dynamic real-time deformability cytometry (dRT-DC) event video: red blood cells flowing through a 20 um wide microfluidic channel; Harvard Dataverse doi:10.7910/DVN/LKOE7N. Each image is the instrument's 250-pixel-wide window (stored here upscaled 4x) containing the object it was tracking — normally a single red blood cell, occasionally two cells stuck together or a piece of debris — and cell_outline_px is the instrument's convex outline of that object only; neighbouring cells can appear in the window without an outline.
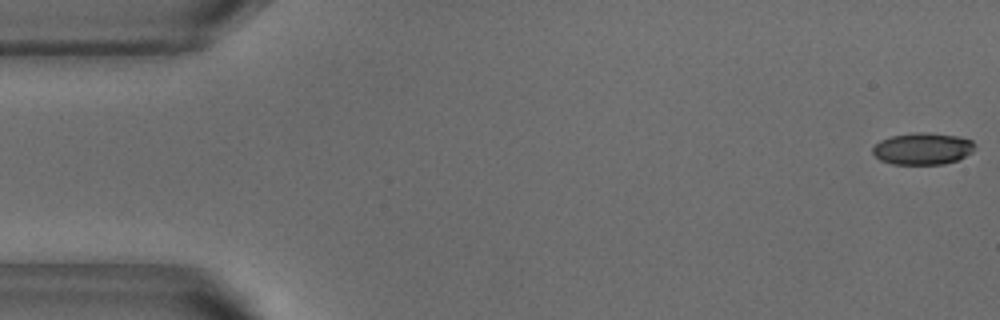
{"species": "common noctule bat (a hibernating species)", "species_latin": "Nyctalus noctula", "temperature_condition": "warm", "stored_images_in_passage": 8, "camera_frame_rate_fps": 3000, "um_per_image_px": 0.085, "animal": {"sex": "male", "body_mass_g": 18.8}, "frame": {"image": 1, "passage_image": 1, "time_ms": 0.0, "image_size_px": [1000, 320], "cell_outline_px": [[976, 144], [972, 152], [956, 160], [944, 164], [892, 164], [880, 160], [872, 152], [872, 148], [880, 140], [892, 136], [912, 132], [928, 132], [956, 136], [972, 140]], "centroid_in_image_um": [78.42, 12.63], "position_along_channel_um": 6.6, "area_um2": 18.96}}